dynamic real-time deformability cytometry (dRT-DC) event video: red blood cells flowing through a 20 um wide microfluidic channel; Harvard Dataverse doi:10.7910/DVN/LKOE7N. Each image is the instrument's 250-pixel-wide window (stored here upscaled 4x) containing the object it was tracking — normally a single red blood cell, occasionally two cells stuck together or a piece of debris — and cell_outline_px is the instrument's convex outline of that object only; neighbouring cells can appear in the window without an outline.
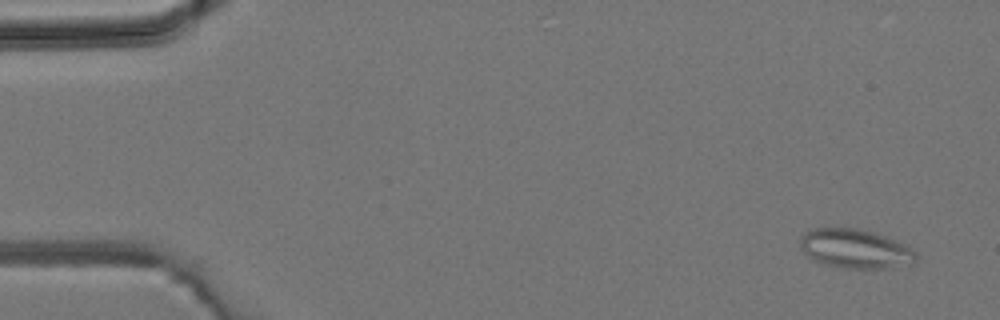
{"species": "common noctule bat (a hibernating species)", "species_latin": "Nyctalus noctula", "temperature_condition": "room temperature", "stored_images_in_passage": 4, "camera_frame_rate_fps": 3000, "um_per_image_px": 0.085, "animal": {"sex": "male", "body_mass_g": 19.2, "forearm_length_mm": 51.8}, "frame": {"image": 1, "passage_image": 1, "time_ms": 0.0, "image_size_px": [1000, 320], "cell_outline_px": [[916, 264], [892, 268], [844, 268], [824, 264], [812, 260], [800, 248], [800, 236], [804, 232], [812, 228], [856, 228], [872, 232], [884, 236], [904, 244], [916, 252]], "centroid_in_image_um": [72.69, 21.15], "position_along_channel_um": 12.3, "area_um2": 26.65}}